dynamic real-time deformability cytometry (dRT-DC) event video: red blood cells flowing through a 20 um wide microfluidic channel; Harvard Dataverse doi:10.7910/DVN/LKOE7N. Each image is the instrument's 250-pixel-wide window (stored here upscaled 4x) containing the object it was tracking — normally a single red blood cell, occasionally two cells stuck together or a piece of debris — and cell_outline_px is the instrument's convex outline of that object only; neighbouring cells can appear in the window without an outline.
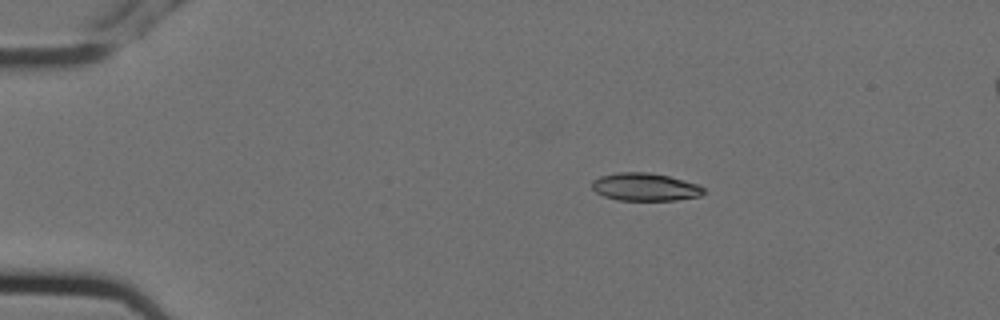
{"species": "Egyptian fruit bat (a non-hibernating species)", "species_latin": "Rousettus aegyptiacus", "temperature_condition": "cold", "stored_images_in_passage": 3, "camera_frame_rate_fps": 3000, "um_per_image_px": 0.085, "animal": {"sex": "female"}, "frame": {"image": 1, "passage_image": 1, "time_ms": 0.0, "image_size_px": [1000, 320], "cell_outline_px": [[704, 192], [700, 196], [676, 200], [616, 200], [604, 196], [596, 192], [592, 188], [592, 180], [600, 176], [620, 172], [648, 172], [668, 176], [700, 184], [704, 188]], "centroid_in_image_um": [54.83, 15.89], "position_along_channel_um": 30.2, "area_um2": 18.15}}